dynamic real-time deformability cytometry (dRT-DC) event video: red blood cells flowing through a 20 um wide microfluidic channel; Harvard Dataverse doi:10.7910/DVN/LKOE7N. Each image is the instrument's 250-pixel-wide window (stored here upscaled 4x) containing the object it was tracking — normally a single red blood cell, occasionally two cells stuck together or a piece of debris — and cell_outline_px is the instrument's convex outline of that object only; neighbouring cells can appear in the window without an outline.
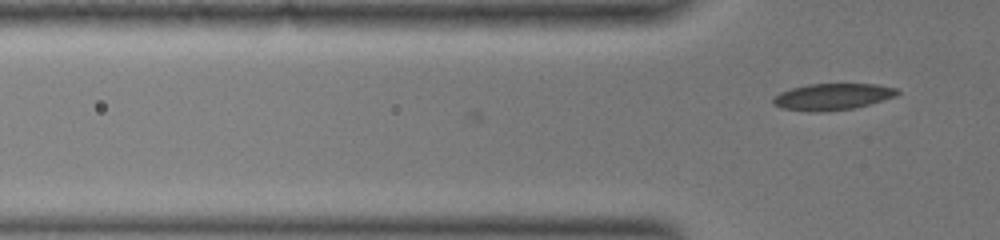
{"species": "common noctule bat (a hibernating species)", "species_latin": "Nyctalus noctula", "temperature_condition": "warm", "stored_images_in_passage": 21, "camera_frame_rate_fps": 3000, "um_per_image_px": 0.085, "animal": {"sex": "female", "body_mass_g": 19.0, "forearm_length_mm": 51.5}, "frame": {"image": 1, "passage_image": 21, "time_ms": 6.667, "image_size_px": [1000, 240], "cell_outline_px": [[900, 92], [896, 96], [868, 104], [852, 108], [784, 108], [772, 104], [772, 96], [780, 92], [792, 88], [808, 84], [876, 84], [900, 88]], "centroid_in_image_um": [70.83, 8.14], "position_along_channel_um": 55.0, "area_um2": 18.09}}